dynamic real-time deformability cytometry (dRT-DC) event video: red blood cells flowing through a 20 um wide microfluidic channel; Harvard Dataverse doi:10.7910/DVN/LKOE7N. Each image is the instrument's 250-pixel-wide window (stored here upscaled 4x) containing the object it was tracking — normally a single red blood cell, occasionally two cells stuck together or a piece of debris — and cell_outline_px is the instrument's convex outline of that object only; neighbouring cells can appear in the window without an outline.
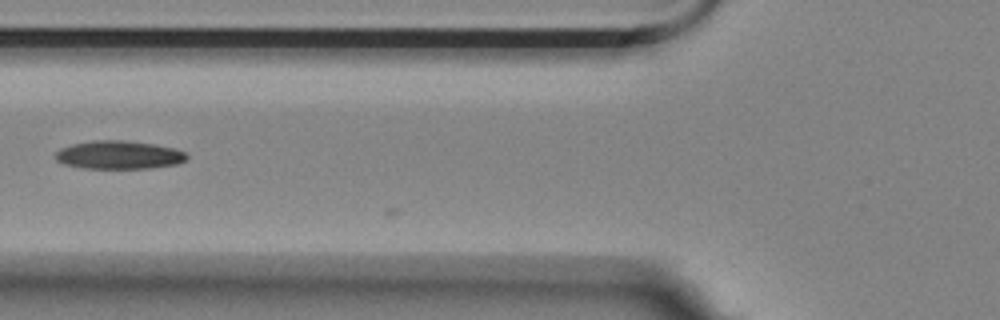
{"species": "Egyptian fruit bat (a non-hibernating species)", "species_latin": "Rousettus aegyptiacus", "temperature_condition": "room temperature", "stored_images_in_passage": 7, "camera_frame_rate_fps": 3000, "um_per_image_px": 0.085, "animal": {"sex": "female"}, "frame": {"image": 1, "passage_image": 2, "time_ms": 0.333, "image_size_px": [1000, 320], "cell_outline_px": [[188, 156], [184, 160], [176, 164], [148, 168], [84, 168], [64, 164], [56, 160], [56, 152], [60, 148], [72, 144], [92, 140], [124, 140], [152, 144], [172, 148], [184, 152]], "centroid_in_image_um": [10.06, 13.16], "position_along_channel_um": 115.7, "area_um2": 21.39}}
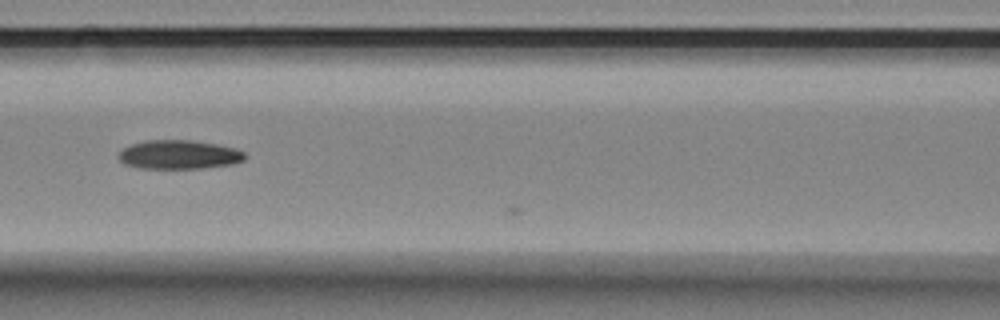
{"frame": {"image": 2, "passage_image": 5, "time_ms": 1.333, "image_size_px": [1000, 320], "cell_outline_px": [[248, 156], [244, 160], [232, 164], [200, 168], [140, 168], [124, 164], [116, 156], [124, 148], [132, 144], [144, 140], [192, 140], [216, 144], [236, 148], [244, 152]], "centroid_in_image_um": [15.22, 13.14], "position_along_channel_um": 151.4, "area_um2": 21.33}}